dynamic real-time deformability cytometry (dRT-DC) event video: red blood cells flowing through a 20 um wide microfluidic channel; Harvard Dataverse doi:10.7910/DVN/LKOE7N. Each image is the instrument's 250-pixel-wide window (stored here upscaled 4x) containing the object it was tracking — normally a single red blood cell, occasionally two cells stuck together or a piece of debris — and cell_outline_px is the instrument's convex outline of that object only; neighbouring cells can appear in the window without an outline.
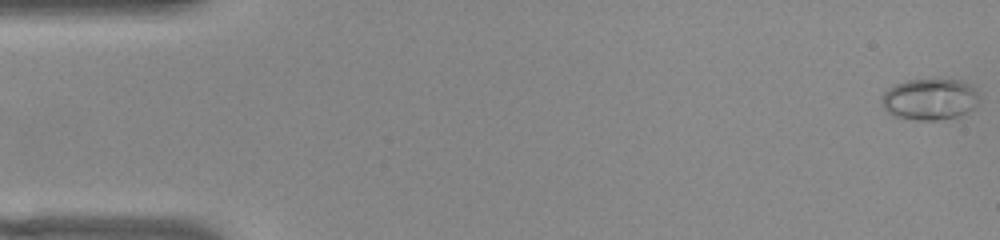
{"species": "common noctule bat (a hibernating species)", "species_latin": "Nyctalus noctula", "temperature_condition": "warm", "stored_images_in_passage": 54, "camera_frame_rate_fps": 3000, "um_per_image_px": 0.085, "animal": {"sex": "female", "body_mass_g": 22.0, "forearm_length_mm": 56.7}, "frame": {"image": 1, "passage_image": 1, "time_ms": 0.0, "image_size_px": [1000, 240], "cell_outline_px": [[976, 104], [972, 108], [956, 116], [936, 120], [920, 120], [892, 116], [884, 108], [880, 100], [880, 96], [888, 88], [896, 84], [908, 80], [960, 80], [968, 84], [976, 92]], "centroid_in_image_um": [78.94, 8.44], "position_along_channel_um": 6.1, "area_um2": 23.0}}
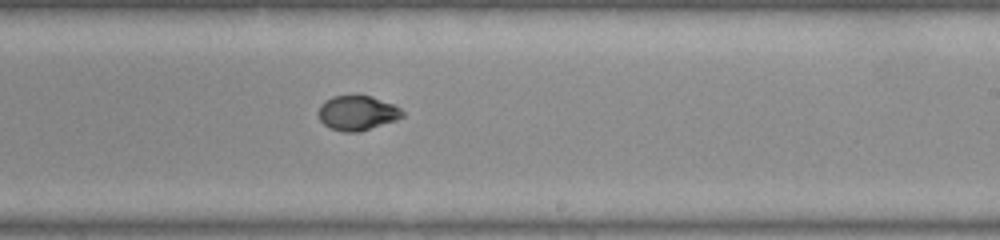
{"frame": {"image": 2, "passage_image": 32, "time_ms": 10.333, "image_size_px": [1000, 240], "cell_outline_px": [[404, 116], [396, 120], [356, 132], [344, 132], [332, 128], [324, 124], [320, 120], [320, 104], [324, 100], [332, 96], [372, 96], [392, 104], [400, 108], [404, 112]], "centroid_in_image_um": [30.38, 9.59], "position_along_channel_um": 258.6, "area_um2": 16.65}}
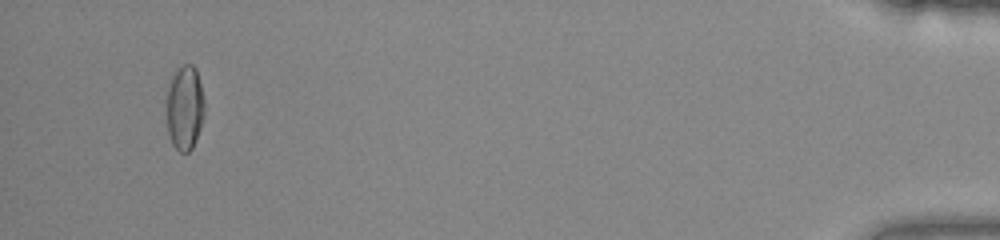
{"frame": {"image": 3, "passage_image": 51, "time_ms": 16.667, "image_size_px": [1000, 240], "cell_outline_px": [[204, 116], [196, 140], [192, 148], [188, 152], [180, 152], [172, 144], [168, 132], [168, 88], [176, 68], [184, 64], [192, 64], [196, 68], [204, 100]], "centroid_in_image_um": [15.73, 9.15], "position_along_channel_um": 419.5, "area_um2": 18.44}, "authors_computed_cell_mechanics": {"area_um2": 17.629, "velocity_mm_per_s": 3.821, "shape_relaxation_time_tau1_ms": 5.3187, "shape_relaxation_time_tau2_ms": null, "deformation_change_tau1": 0.1861, "deformation_change_tau2": null}}